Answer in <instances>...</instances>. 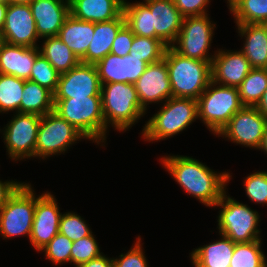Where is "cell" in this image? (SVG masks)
Segmentation results:
<instances>
[{
  "label": "cell",
  "instance_id": "obj_1",
  "mask_svg": "<svg viewBox=\"0 0 267 267\" xmlns=\"http://www.w3.org/2000/svg\"><path fill=\"white\" fill-rule=\"evenodd\" d=\"M159 162L187 195L209 208L220 201L226 189L228 191L232 179L230 171L217 172L192 156L166 154Z\"/></svg>",
  "mask_w": 267,
  "mask_h": 267
},
{
  "label": "cell",
  "instance_id": "obj_2",
  "mask_svg": "<svg viewBox=\"0 0 267 267\" xmlns=\"http://www.w3.org/2000/svg\"><path fill=\"white\" fill-rule=\"evenodd\" d=\"M102 110L105 118V145L109 127L119 133L129 131L147 113L141 107L133 83H107L101 86Z\"/></svg>",
  "mask_w": 267,
  "mask_h": 267
},
{
  "label": "cell",
  "instance_id": "obj_3",
  "mask_svg": "<svg viewBox=\"0 0 267 267\" xmlns=\"http://www.w3.org/2000/svg\"><path fill=\"white\" fill-rule=\"evenodd\" d=\"M142 126L141 139L149 143L167 140L190 128L198 119V102L193 98L170 97Z\"/></svg>",
  "mask_w": 267,
  "mask_h": 267
},
{
  "label": "cell",
  "instance_id": "obj_4",
  "mask_svg": "<svg viewBox=\"0 0 267 267\" xmlns=\"http://www.w3.org/2000/svg\"><path fill=\"white\" fill-rule=\"evenodd\" d=\"M54 112L80 131L88 141L106 147L101 96L54 98Z\"/></svg>",
  "mask_w": 267,
  "mask_h": 267
},
{
  "label": "cell",
  "instance_id": "obj_5",
  "mask_svg": "<svg viewBox=\"0 0 267 267\" xmlns=\"http://www.w3.org/2000/svg\"><path fill=\"white\" fill-rule=\"evenodd\" d=\"M167 64L172 97L198 99L212 80L211 62L187 58L167 47Z\"/></svg>",
  "mask_w": 267,
  "mask_h": 267
},
{
  "label": "cell",
  "instance_id": "obj_6",
  "mask_svg": "<svg viewBox=\"0 0 267 267\" xmlns=\"http://www.w3.org/2000/svg\"><path fill=\"white\" fill-rule=\"evenodd\" d=\"M217 206V207H216ZM212 208H220L217 216L218 233L230 238L234 243L263 240L260 228V213L248 204L239 202L226 191Z\"/></svg>",
  "mask_w": 267,
  "mask_h": 267
},
{
  "label": "cell",
  "instance_id": "obj_7",
  "mask_svg": "<svg viewBox=\"0 0 267 267\" xmlns=\"http://www.w3.org/2000/svg\"><path fill=\"white\" fill-rule=\"evenodd\" d=\"M197 102L198 119L214 136H217L231 117L244 107L238 87L220 85L212 80Z\"/></svg>",
  "mask_w": 267,
  "mask_h": 267
},
{
  "label": "cell",
  "instance_id": "obj_8",
  "mask_svg": "<svg viewBox=\"0 0 267 267\" xmlns=\"http://www.w3.org/2000/svg\"><path fill=\"white\" fill-rule=\"evenodd\" d=\"M35 189L24 182L0 209V237H30L36 207Z\"/></svg>",
  "mask_w": 267,
  "mask_h": 267
},
{
  "label": "cell",
  "instance_id": "obj_9",
  "mask_svg": "<svg viewBox=\"0 0 267 267\" xmlns=\"http://www.w3.org/2000/svg\"><path fill=\"white\" fill-rule=\"evenodd\" d=\"M209 16L184 17L179 34L170 47L184 57L212 63L217 50L212 51L213 55L209 51L217 25Z\"/></svg>",
  "mask_w": 267,
  "mask_h": 267
},
{
  "label": "cell",
  "instance_id": "obj_10",
  "mask_svg": "<svg viewBox=\"0 0 267 267\" xmlns=\"http://www.w3.org/2000/svg\"><path fill=\"white\" fill-rule=\"evenodd\" d=\"M87 138L72 126L68 121L61 118L54 111L41 116L36 147L35 158L47 160L52 156L67 153L68 149L78 141Z\"/></svg>",
  "mask_w": 267,
  "mask_h": 267
},
{
  "label": "cell",
  "instance_id": "obj_11",
  "mask_svg": "<svg viewBox=\"0 0 267 267\" xmlns=\"http://www.w3.org/2000/svg\"><path fill=\"white\" fill-rule=\"evenodd\" d=\"M0 134L11 161L35 158V147L41 116L33 113H14Z\"/></svg>",
  "mask_w": 267,
  "mask_h": 267
},
{
  "label": "cell",
  "instance_id": "obj_12",
  "mask_svg": "<svg viewBox=\"0 0 267 267\" xmlns=\"http://www.w3.org/2000/svg\"><path fill=\"white\" fill-rule=\"evenodd\" d=\"M267 118L255 107L244 106L236 112L216 137H222L242 147L258 150L261 146Z\"/></svg>",
  "mask_w": 267,
  "mask_h": 267
},
{
  "label": "cell",
  "instance_id": "obj_13",
  "mask_svg": "<svg viewBox=\"0 0 267 267\" xmlns=\"http://www.w3.org/2000/svg\"><path fill=\"white\" fill-rule=\"evenodd\" d=\"M54 194L48 190L36 195V207L29 242L39 252L59 233L62 213Z\"/></svg>",
  "mask_w": 267,
  "mask_h": 267
},
{
  "label": "cell",
  "instance_id": "obj_14",
  "mask_svg": "<svg viewBox=\"0 0 267 267\" xmlns=\"http://www.w3.org/2000/svg\"><path fill=\"white\" fill-rule=\"evenodd\" d=\"M141 107L147 112L151 104H163L172 97L167 64L164 59L148 64L134 83Z\"/></svg>",
  "mask_w": 267,
  "mask_h": 267
},
{
  "label": "cell",
  "instance_id": "obj_15",
  "mask_svg": "<svg viewBox=\"0 0 267 267\" xmlns=\"http://www.w3.org/2000/svg\"><path fill=\"white\" fill-rule=\"evenodd\" d=\"M4 42L18 46L38 47L40 41L30 5L9 4L2 30Z\"/></svg>",
  "mask_w": 267,
  "mask_h": 267
},
{
  "label": "cell",
  "instance_id": "obj_16",
  "mask_svg": "<svg viewBox=\"0 0 267 267\" xmlns=\"http://www.w3.org/2000/svg\"><path fill=\"white\" fill-rule=\"evenodd\" d=\"M101 82L95 64L79 63L60 74L54 98L101 96Z\"/></svg>",
  "mask_w": 267,
  "mask_h": 267
},
{
  "label": "cell",
  "instance_id": "obj_17",
  "mask_svg": "<svg viewBox=\"0 0 267 267\" xmlns=\"http://www.w3.org/2000/svg\"><path fill=\"white\" fill-rule=\"evenodd\" d=\"M251 69L250 62L240 49L217 48L211 63L212 81L220 85L238 87Z\"/></svg>",
  "mask_w": 267,
  "mask_h": 267
},
{
  "label": "cell",
  "instance_id": "obj_18",
  "mask_svg": "<svg viewBox=\"0 0 267 267\" xmlns=\"http://www.w3.org/2000/svg\"><path fill=\"white\" fill-rule=\"evenodd\" d=\"M147 63L132 55L124 57L109 53L95 66L101 85L107 83H135L145 71Z\"/></svg>",
  "mask_w": 267,
  "mask_h": 267
},
{
  "label": "cell",
  "instance_id": "obj_19",
  "mask_svg": "<svg viewBox=\"0 0 267 267\" xmlns=\"http://www.w3.org/2000/svg\"><path fill=\"white\" fill-rule=\"evenodd\" d=\"M29 5L39 39L58 36L70 15L69 0H34Z\"/></svg>",
  "mask_w": 267,
  "mask_h": 267
},
{
  "label": "cell",
  "instance_id": "obj_20",
  "mask_svg": "<svg viewBox=\"0 0 267 267\" xmlns=\"http://www.w3.org/2000/svg\"><path fill=\"white\" fill-rule=\"evenodd\" d=\"M151 11L152 29L156 39L170 47L176 40L182 26L183 16L173 0H143Z\"/></svg>",
  "mask_w": 267,
  "mask_h": 267
},
{
  "label": "cell",
  "instance_id": "obj_21",
  "mask_svg": "<svg viewBox=\"0 0 267 267\" xmlns=\"http://www.w3.org/2000/svg\"><path fill=\"white\" fill-rule=\"evenodd\" d=\"M38 47H25L4 42L0 49V73L29 80Z\"/></svg>",
  "mask_w": 267,
  "mask_h": 267
},
{
  "label": "cell",
  "instance_id": "obj_22",
  "mask_svg": "<svg viewBox=\"0 0 267 267\" xmlns=\"http://www.w3.org/2000/svg\"><path fill=\"white\" fill-rule=\"evenodd\" d=\"M243 41L240 49L252 68H267V23L236 25ZM244 39V40H243Z\"/></svg>",
  "mask_w": 267,
  "mask_h": 267
},
{
  "label": "cell",
  "instance_id": "obj_23",
  "mask_svg": "<svg viewBox=\"0 0 267 267\" xmlns=\"http://www.w3.org/2000/svg\"><path fill=\"white\" fill-rule=\"evenodd\" d=\"M70 14L79 20L100 23L118 18L124 0H69Z\"/></svg>",
  "mask_w": 267,
  "mask_h": 267
},
{
  "label": "cell",
  "instance_id": "obj_24",
  "mask_svg": "<svg viewBox=\"0 0 267 267\" xmlns=\"http://www.w3.org/2000/svg\"><path fill=\"white\" fill-rule=\"evenodd\" d=\"M125 25L123 13L116 19L94 23V34L86 55L80 60L84 64H96L111 51L119 30Z\"/></svg>",
  "mask_w": 267,
  "mask_h": 267
},
{
  "label": "cell",
  "instance_id": "obj_25",
  "mask_svg": "<svg viewBox=\"0 0 267 267\" xmlns=\"http://www.w3.org/2000/svg\"><path fill=\"white\" fill-rule=\"evenodd\" d=\"M218 235L220 239L194 248L189 253L193 267H230L235 243L220 233Z\"/></svg>",
  "mask_w": 267,
  "mask_h": 267
},
{
  "label": "cell",
  "instance_id": "obj_26",
  "mask_svg": "<svg viewBox=\"0 0 267 267\" xmlns=\"http://www.w3.org/2000/svg\"><path fill=\"white\" fill-rule=\"evenodd\" d=\"M93 34V22L76 19L70 14L60 28L58 36L81 60L86 55Z\"/></svg>",
  "mask_w": 267,
  "mask_h": 267
},
{
  "label": "cell",
  "instance_id": "obj_27",
  "mask_svg": "<svg viewBox=\"0 0 267 267\" xmlns=\"http://www.w3.org/2000/svg\"><path fill=\"white\" fill-rule=\"evenodd\" d=\"M41 40L43 42L38 46L40 54L60 74L68 72L80 63V59L62 42L59 36L46 37Z\"/></svg>",
  "mask_w": 267,
  "mask_h": 267
},
{
  "label": "cell",
  "instance_id": "obj_28",
  "mask_svg": "<svg viewBox=\"0 0 267 267\" xmlns=\"http://www.w3.org/2000/svg\"><path fill=\"white\" fill-rule=\"evenodd\" d=\"M52 111H54V94L38 83L25 80L19 113L44 116Z\"/></svg>",
  "mask_w": 267,
  "mask_h": 267
},
{
  "label": "cell",
  "instance_id": "obj_29",
  "mask_svg": "<svg viewBox=\"0 0 267 267\" xmlns=\"http://www.w3.org/2000/svg\"><path fill=\"white\" fill-rule=\"evenodd\" d=\"M123 15L125 24L135 35L156 38L155 29H152L151 11L143 1L124 0Z\"/></svg>",
  "mask_w": 267,
  "mask_h": 267
},
{
  "label": "cell",
  "instance_id": "obj_30",
  "mask_svg": "<svg viewBox=\"0 0 267 267\" xmlns=\"http://www.w3.org/2000/svg\"><path fill=\"white\" fill-rule=\"evenodd\" d=\"M236 25L267 23V0H226Z\"/></svg>",
  "mask_w": 267,
  "mask_h": 267
},
{
  "label": "cell",
  "instance_id": "obj_31",
  "mask_svg": "<svg viewBox=\"0 0 267 267\" xmlns=\"http://www.w3.org/2000/svg\"><path fill=\"white\" fill-rule=\"evenodd\" d=\"M267 88V68H252L238 86L244 106L255 107Z\"/></svg>",
  "mask_w": 267,
  "mask_h": 267
},
{
  "label": "cell",
  "instance_id": "obj_32",
  "mask_svg": "<svg viewBox=\"0 0 267 267\" xmlns=\"http://www.w3.org/2000/svg\"><path fill=\"white\" fill-rule=\"evenodd\" d=\"M24 79L0 73V114L19 112Z\"/></svg>",
  "mask_w": 267,
  "mask_h": 267
},
{
  "label": "cell",
  "instance_id": "obj_33",
  "mask_svg": "<svg viewBox=\"0 0 267 267\" xmlns=\"http://www.w3.org/2000/svg\"><path fill=\"white\" fill-rule=\"evenodd\" d=\"M263 241L235 243L230 267H265L267 256L262 247Z\"/></svg>",
  "mask_w": 267,
  "mask_h": 267
},
{
  "label": "cell",
  "instance_id": "obj_34",
  "mask_svg": "<svg viewBox=\"0 0 267 267\" xmlns=\"http://www.w3.org/2000/svg\"><path fill=\"white\" fill-rule=\"evenodd\" d=\"M167 47L159 39L134 35L129 55L142 58V61L152 64L164 58Z\"/></svg>",
  "mask_w": 267,
  "mask_h": 267
},
{
  "label": "cell",
  "instance_id": "obj_35",
  "mask_svg": "<svg viewBox=\"0 0 267 267\" xmlns=\"http://www.w3.org/2000/svg\"><path fill=\"white\" fill-rule=\"evenodd\" d=\"M59 77L60 73L41 54L35 58L29 78L30 81L38 83L54 94L58 87Z\"/></svg>",
  "mask_w": 267,
  "mask_h": 267
},
{
  "label": "cell",
  "instance_id": "obj_36",
  "mask_svg": "<svg viewBox=\"0 0 267 267\" xmlns=\"http://www.w3.org/2000/svg\"><path fill=\"white\" fill-rule=\"evenodd\" d=\"M72 243L67 236L58 233L39 253L44 252L45 259L49 260L56 267L66 263L71 264Z\"/></svg>",
  "mask_w": 267,
  "mask_h": 267
},
{
  "label": "cell",
  "instance_id": "obj_37",
  "mask_svg": "<svg viewBox=\"0 0 267 267\" xmlns=\"http://www.w3.org/2000/svg\"><path fill=\"white\" fill-rule=\"evenodd\" d=\"M89 226L86 220L78 213L68 211L61 215L59 233L74 242L93 233Z\"/></svg>",
  "mask_w": 267,
  "mask_h": 267
},
{
  "label": "cell",
  "instance_id": "obj_38",
  "mask_svg": "<svg viewBox=\"0 0 267 267\" xmlns=\"http://www.w3.org/2000/svg\"><path fill=\"white\" fill-rule=\"evenodd\" d=\"M246 197L254 204L267 206V171H254L243 179Z\"/></svg>",
  "mask_w": 267,
  "mask_h": 267
},
{
  "label": "cell",
  "instance_id": "obj_39",
  "mask_svg": "<svg viewBox=\"0 0 267 267\" xmlns=\"http://www.w3.org/2000/svg\"><path fill=\"white\" fill-rule=\"evenodd\" d=\"M103 252L96 240V235L92 233L72 243L71 264L74 267L89 262L91 259L99 257Z\"/></svg>",
  "mask_w": 267,
  "mask_h": 267
},
{
  "label": "cell",
  "instance_id": "obj_40",
  "mask_svg": "<svg viewBox=\"0 0 267 267\" xmlns=\"http://www.w3.org/2000/svg\"><path fill=\"white\" fill-rule=\"evenodd\" d=\"M136 238L135 244L133 243L126 253H121L118 257H112L113 267H149L143 248L144 243H141L140 235Z\"/></svg>",
  "mask_w": 267,
  "mask_h": 267
},
{
  "label": "cell",
  "instance_id": "obj_41",
  "mask_svg": "<svg viewBox=\"0 0 267 267\" xmlns=\"http://www.w3.org/2000/svg\"><path fill=\"white\" fill-rule=\"evenodd\" d=\"M176 8L183 17L209 14L211 0H173Z\"/></svg>",
  "mask_w": 267,
  "mask_h": 267
},
{
  "label": "cell",
  "instance_id": "obj_42",
  "mask_svg": "<svg viewBox=\"0 0 267 267\" xmlns=\"http://www.w3.org/2000/svg\"><path fill=\"white\" fill-rule=\"evenodd\" d=\"M134 33L125 24L117 33L113 41L110 53L124 57L130 52Z\"/></svg>",
  "mask_w": 267,
  "mask_h": 267
},
{
  "label": "cell",
  "instance_id": "obj_43",
  "mask_svg": "<svg viewBox=\"0 0 267 267\" xmlns=\"http://www.w3.org/2000/svg\"><path fill=\"white\" fill-rule=\"evenodd\" d=\"M15 180V181H14ZM5 180L0 179V209L6 204L9 198L24 183L16 181L17 179Z\"/></svg>",
  "mask_w": 267,
  "mask_h": 267
},
{
  "label": "cell",
  "instance_id": "obj_44",
  "mask_svg": "<svg viewBox=\"0 0 267 267\" xmlns=\"http://www.w3.org/2000/svg\"><path fill=\"white\" fill-rule=\"evenodd\" d=\"M76 267H113V258L101 254L99 257L91 259L89 262L80 264Z\"/></svg>",
  "mask_w": 267,
  "mask_h": 267
},
{
  "label": "cell",
  "instance_id": "obj_45",
  "mask_svg": "<svg viewBox=\"0 0 267 267\" xmlns=\"http://www.w3.org/2000/svg\"><path fill=\"white\" fill-rule=\"evenodd\" d=\"M255 108L267 118V88L265 89L264 93L260 101L256 104Z\"/></svg>",
  "mask_w": 267,
  "mask_h": 267
},
{
  "label": "cell",
  "instance_id": "obj_46",
  "mask_svg": "<svg viewBox=\"0 0 267 267\" xmlns=\"http://www.w3.org/2000/svg\"><path fill=\"white\" fill-rule=\"evenodd\" d=\"M8 5H9L8 3L0 2V32H2L3 27H4Z\"/></svg>",
  "mask_w": 267,
  "mask_h": 267
},
{
  "label": "cell",
  "instance_id": "obj_47",
  "mask_svg": "<svg viewBox=\"0 0 267 267\" xmlns=\"http://www.w3.org/2000/svg\"><path fill=\"white\" fill-rule=\"evenodd\" d=\"M258 150H261V152L263 151L264 155L267 154V126H266L265 131H264V135H263V140H262L261 146H260V148Z\"/></svg>",
  "mask_w": 267,
  "mask_h": 267
},
{
  "label": "cell",
  "instance_id": "obj_48",
  "mask_svg": "<svg viewBox=\"0 0 267 267\" xmlns=\"http://www.w3.org/2000/svg\"><path fill=\"white\" fill-rule=\"evenodd\" d=\"M34 0H7L8 4H27L29 5Z\"/></svg>",
  "mask_w": 267,
  "mask_h": 267
},
{
  "label": "cell",
  "instance_id": "obj_49",
  "mask_svg": "<svg viewBox=\"0 0 267 267\" xmlns=\"http://www.w3.org/2000/svg\"><path fill=\"white\" fill-rule=\"evenodd\" d=\"M3 43H4V38H3L2 32H0V49L3 45Z\"/></svg>",
  "mask_w": 267,
  "mask_h": 267
},
{
  "label": "cell",
  "instance_id": "obj_50",
  "mask_svg": "<svg viewBox=\"0 0 267 267\" xmlns=\"http://www.w3.org/2000/svg\"><path fill=\"white\" fill-rule=\"evenodd\" d=\"M0 2H2V3H7V0H0Z\"/></svg>",
  "mask_w": 267,
  "mask_h": 267
}]
</instances>
